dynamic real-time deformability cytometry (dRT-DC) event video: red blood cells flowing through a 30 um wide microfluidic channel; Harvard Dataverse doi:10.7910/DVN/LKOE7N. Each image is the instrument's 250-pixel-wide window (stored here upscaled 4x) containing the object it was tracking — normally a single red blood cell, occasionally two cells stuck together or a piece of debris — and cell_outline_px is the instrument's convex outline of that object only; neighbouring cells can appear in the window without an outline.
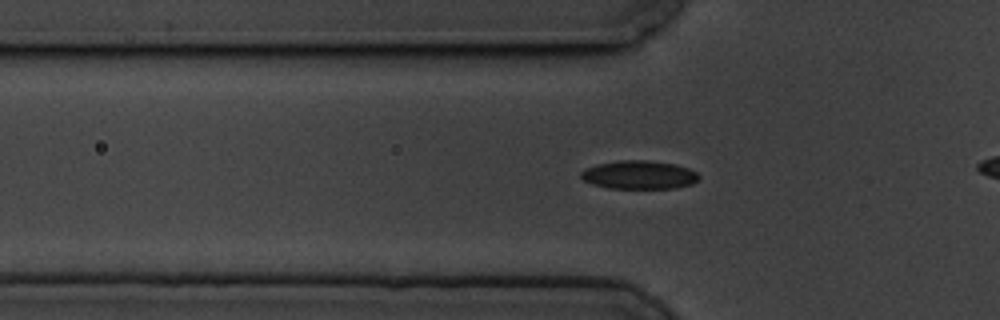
{"species": "common noctule bat (a hibernating species)", "species_latin": "Nyctalus noctula", "temperature_condition": "cold", "stored_images_in_passage": 47, "camera_frame_rate_fps": 3000, "um_per_image_px": 0.085, "animal": {"sex": "male", "body_mass_g": 19.5, "forearm_length_mm": 54.6}, "frame": {"image": 1, "passage_image": 18, "time_ms": 5.667, "image_size_px": [1000, 320], "cell_outline_px": [[700, 176], [692, 184], [676, 188], [608, 188], [592, 184], [584, 180], [580, 176], [580, 172], [584, 168], [596, 164], [620, 160], [648, 160], [676, 164], [688, 168], [696, 172]], "centroid_in_image_um": [54.3, 14.85], "position_along_channel_um": 71.5, "area_um2": 19.65}}
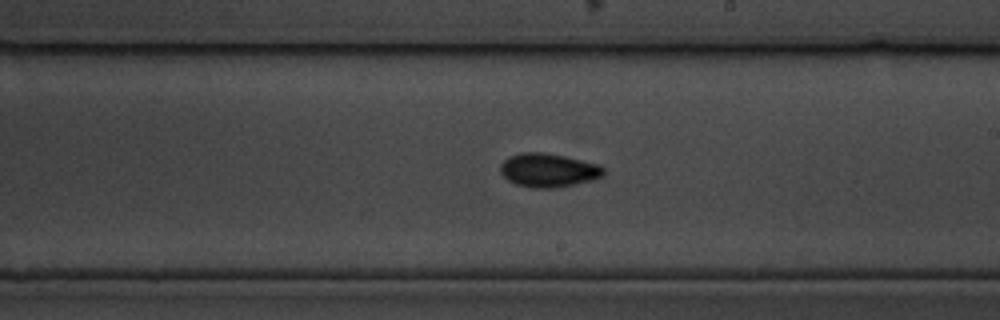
{"frame": {"image": 2, "passage_image": 33, "time_ms": 10.667, "image_size_px": [1000, 320], "cell_outline_px": [[604, 176], [592, 180], [576, 184], [556, 188], [532, 188], [516, 184], [508, 180], [500, 172], [500, 164], [504, 160], [520, 152], [544, 152], [564, 156], [600, 164], [604, 168]], "centroid_in_image_um": [46.63, 14.47], "position_along_channel_um": 242.4, "area_um2": 20.4}}
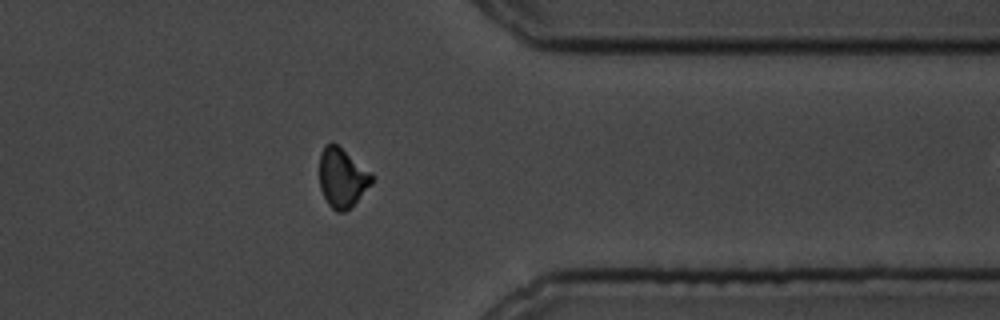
{"frame": {"image": 3, "passage_image": 46, "time_ms": 15.0, "image_size_px": [1000, 320], "cell_outline_px": [[372, 184], [344, 212], [336, 212], [328, 204], [320, 188], [320, 152], [324, 144], [332, 140], [372, 172]], "centroid_in_image_um": [29.07, 15.05], "position_along_channel_um": 382.3, "area_um2": 18.09}}